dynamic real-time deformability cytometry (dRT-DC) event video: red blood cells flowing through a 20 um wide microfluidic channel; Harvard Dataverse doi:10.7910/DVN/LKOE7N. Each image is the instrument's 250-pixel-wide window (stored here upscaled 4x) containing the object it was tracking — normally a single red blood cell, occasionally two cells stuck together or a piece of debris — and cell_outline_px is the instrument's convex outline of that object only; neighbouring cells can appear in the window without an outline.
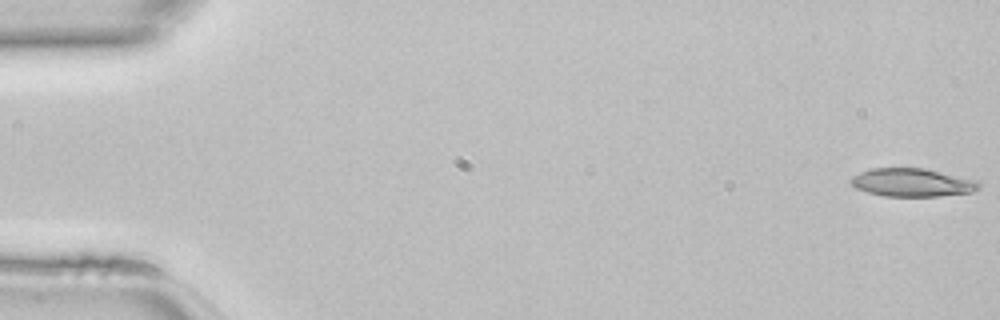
{"species": "common noctule bat (a hibernating species)", "species_latin": "Nyctalus noctula", "temperature_condition": "room temperature", "stored_images_in_passage": 9, "camera_frame_rate_fps": 3000, "um_per_image_px": 0.085, "animal": {"sex": "female", "body_mass_g": 22.7, "forearm_length_mm": 54.2}, "frame": {"image": 1, "passage_image": 1, "time_ms": 0.0, "image_size_px": [1000, 320], "cell_outline_px": [[980, 188], [972, 192], [940, 196], [884, 196], [868, 192], [856, 188], [848, 180], [852, 176], [860, 172], [872, 168], [924, 168], [976, 180], [980, 184]], "centroid_in_image_um": [77.52, 15.51], "position_along_channel_um": 7.5, "area_um2": 20.98}}